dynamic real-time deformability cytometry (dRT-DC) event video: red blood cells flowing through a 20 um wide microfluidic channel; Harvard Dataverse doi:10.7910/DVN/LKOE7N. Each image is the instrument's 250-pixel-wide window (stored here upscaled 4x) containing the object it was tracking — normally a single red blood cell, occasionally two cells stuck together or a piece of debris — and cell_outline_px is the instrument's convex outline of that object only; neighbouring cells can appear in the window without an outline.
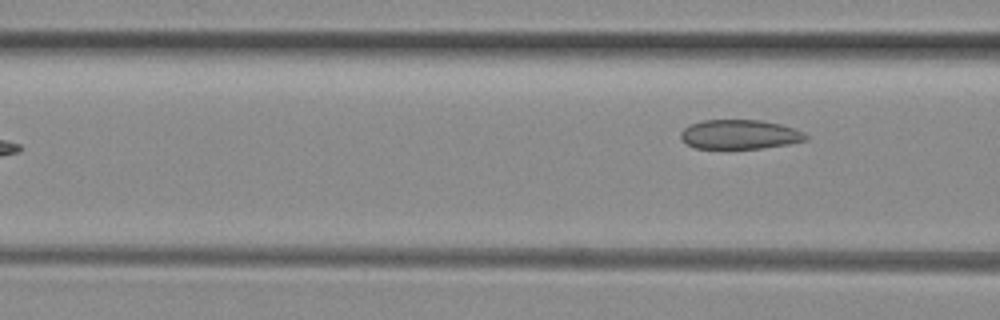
{"species": "common noctule bat (a hibernating species)", "species_latin": "Nyctalus noctula", "temperature_condition": "room temperature", "stored_images_in_passage": 7, "camera_frame_rate_fps": 3000, "um_per_image_px": 0.085, "animal": {"sex": "female", "body_mass_g": 29.2, "forearm_length_mm": 56.3}, "frame": {"image": 1, "passage_image": 7, "time_ms": 2.0, "image_size_px": [1000, 320], "cell_outline_px": [[808, 140], [788, 144], [760, 148], [696, 148], [688, 144], [680, 136], [680, 132], [688, 124], [704, 120], [760, 120], [780, 124], [804, 132], [808, 136]], "centroid_in_image_um": [62.88, 11.42], "position_along_channel_um": 103.7, "area_um2": 21.27}}